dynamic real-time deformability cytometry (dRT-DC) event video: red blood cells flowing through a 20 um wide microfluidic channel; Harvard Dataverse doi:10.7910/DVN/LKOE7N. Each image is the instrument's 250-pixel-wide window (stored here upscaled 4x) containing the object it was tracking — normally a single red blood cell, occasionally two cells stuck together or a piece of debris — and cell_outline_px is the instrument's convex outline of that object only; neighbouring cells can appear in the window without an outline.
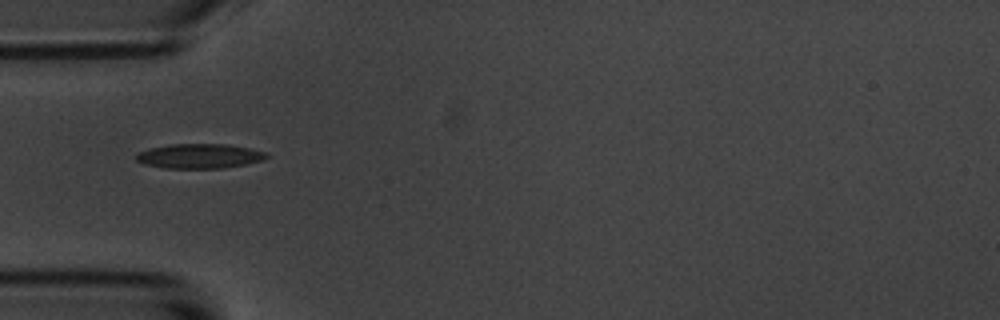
{"species": "common noctule bat (a hibernating species)", "species_latin": "Nyctalus noctula", "temperature_condition": "room temperature", "stored_images_in_passage": 3, "camera_frame_rate_fps": 3000, "um_per_image_px": 0.085, "animal": {"sex": "male", "body_mass_g": 20.1, "forearm_length_mm": 53.5}, "frame": {"image": 1, "passage_image": 1, "time_ms": 0.0, "image_size_px": [1000, 320], "cell_outline_px": [[268, 156], [260, 160], [248, 164], [224, 168], [164, 168], [144, 164], [136, 160], [136, 156], [140, 152], [148, 148], [168, 144], [228, 144], [248, 148], [264, 152]], "centroid_in_image_um": [16.92, 13.26], "position_along_channel_um": 68.1, "area_um2": 18.61}}
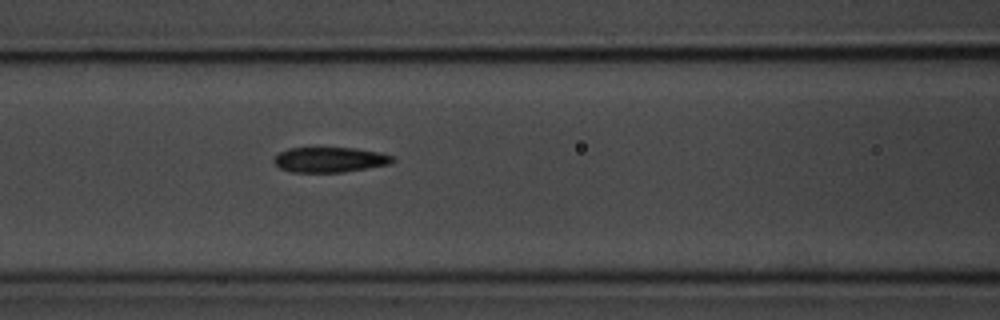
{"frame": {"image": 2, "passage_image": 3, "time_ms": 2.0, "image_size_px": [1000, 320], "cell_outline_px": [[396, 160], [388, 164], [344, 172], [292, 172], [280, 168], [272, 160], [280, 152], [288, 148], [352, 148], [380, 152], [392, 156]], "centroid_in_image_um": [28.02, 13.57], "position_along_channel_um": 138.6, "area_um2": 17.22}}